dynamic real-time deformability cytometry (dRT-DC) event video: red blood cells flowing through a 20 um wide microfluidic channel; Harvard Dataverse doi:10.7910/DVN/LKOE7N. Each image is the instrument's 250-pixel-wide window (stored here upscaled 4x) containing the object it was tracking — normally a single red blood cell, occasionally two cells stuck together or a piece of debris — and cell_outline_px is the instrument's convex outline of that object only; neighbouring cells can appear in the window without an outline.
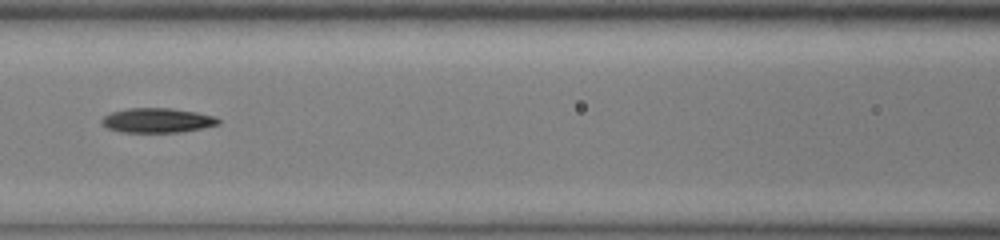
{"species": "common noctule bat (a hibernating species)", "species_latin": "Nyctalus noctula", "temperature_condition": "cold", "stored_images_in_passage": 50, "camera_frame_rate_fps": 3000, "um_per_image_px": 0.085, "animal": {"sex": "male", "body_mass_g": 13.0, "forearm_length_mm": 53.1}, "frame": {"image": 1, "passage_image": 22, "time_ms": 7.0, "image_size_px": [1000, 240], "cell_outline_px": [[220, 124], [180, 132], [120, 132], [108, 128], [100, 124], [100, 120], [104, 116], [112, 112], [128, 108], [172, 108], [196, 112], [212, 116], [220, 120]], "centroid_in_image_um": [13.32, 10.23], "position_along_channel_um": 153.3, "area_um2": 16.65}}
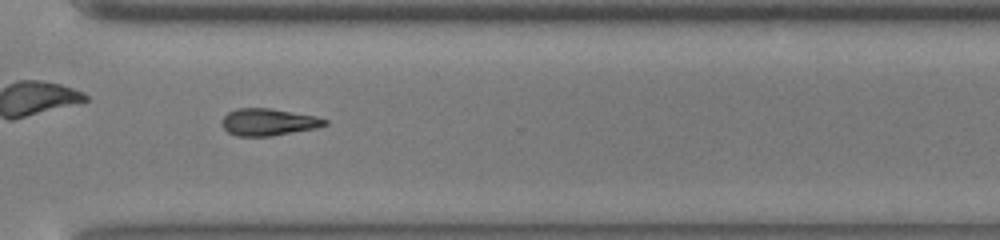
{"frame": {"image": 2, "passage_image": 36, "time_ms": 11.667, "image_size_px": [1000, 240], "cell_outline_px": [[328, 124], [316, 128], [272, 136], [236, 136], [228, 132], [220, 124], [220, 120], [228, 112], [236, 108], [268, 108], [316, 116], [328, 120]], "centroid_in_image_um": [22.78, 10.38], "position_along_channel_um": 347.8, "area_um2": 16.3}}